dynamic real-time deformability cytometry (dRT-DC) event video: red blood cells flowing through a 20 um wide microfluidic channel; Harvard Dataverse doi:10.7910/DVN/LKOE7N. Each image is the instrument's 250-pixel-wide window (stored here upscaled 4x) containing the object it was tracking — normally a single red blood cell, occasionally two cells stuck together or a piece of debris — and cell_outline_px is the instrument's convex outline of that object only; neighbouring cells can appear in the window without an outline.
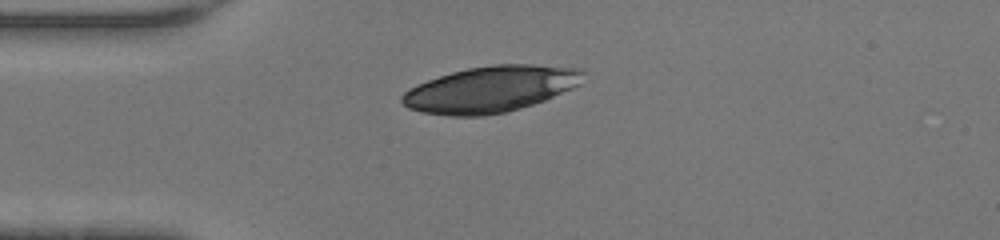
{"species": "human", "species_latin": "Homo sapiens", "temperature_condition": "warm", "stored_images_in_passage": 36, "camera_frame_rate_fps": 3000, "um_per_image_px": 0.085, "donor": {"sex": "female"}, "frame": {"image": 1, "passage_image": 1, "time_ms": 0.0, "image_size_px": [1000, 240], "cell_outline_px": [[584, 72], [580, 84], [572, 88], [544, 100], [520, 108], [504, 112], [484, 116], [448, 116], [420, 112], [408, 108], [400, 100], [400, 96], [404, 92], [416, 84], [452, 72], [468, 68], [492, 64], [532, 64], [584, 68]], "centroid_in_image_um": [41.69, 7.58], "position_along_channel_um": 43.3, "area_um2": 48.78}}
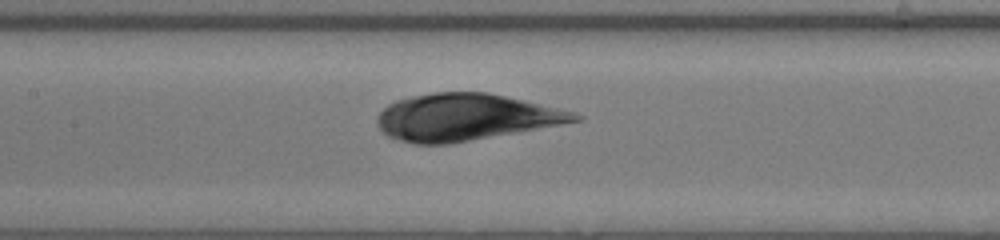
{"frame": {"image": 2, "passage_image": 11, "time_ms": 3.333, "image_size_px": [1000, 240], "cell_outline_px": [[584, 120], [564, 124], [448, 144], [416, 144], [400, 140], [388, 136], [376, 124], [376, 120], [380, 112], [388, 104], [396, 100], [412, 96], [432, 92], [488, 92], [576, 112], [584, 116]], "centroid_in_image_um": [39.59, 9.96], "position_along_channel_um": 167.8, "area_um2": 53.81}}
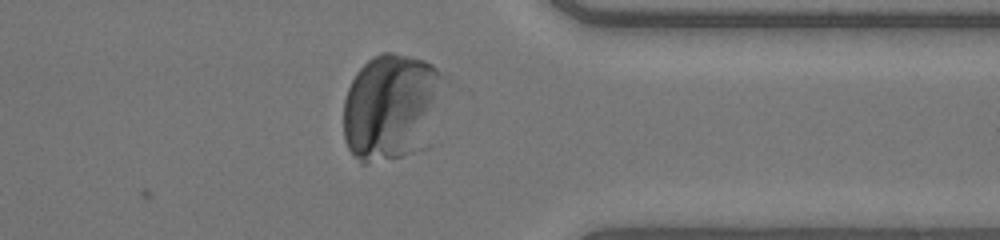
{"frame": {"image": 3, "passage_image": 26, "time_ms": 8.333, "image_size_px": [1000, 240], "cell_outline_px": [[444, 76], [412, 152], [400, 156], [364, 164], [360, 164], [348, 148], [344, 140], [344, 100], [348, 88], [356, 72], [372, 56], [380, 52], [392, 52], [424, 60], [432, 64]], "centroid_in_image_um": [33.03, 8.99], "position_along_channel_um": 378.4, "area_um2": 58.78}}